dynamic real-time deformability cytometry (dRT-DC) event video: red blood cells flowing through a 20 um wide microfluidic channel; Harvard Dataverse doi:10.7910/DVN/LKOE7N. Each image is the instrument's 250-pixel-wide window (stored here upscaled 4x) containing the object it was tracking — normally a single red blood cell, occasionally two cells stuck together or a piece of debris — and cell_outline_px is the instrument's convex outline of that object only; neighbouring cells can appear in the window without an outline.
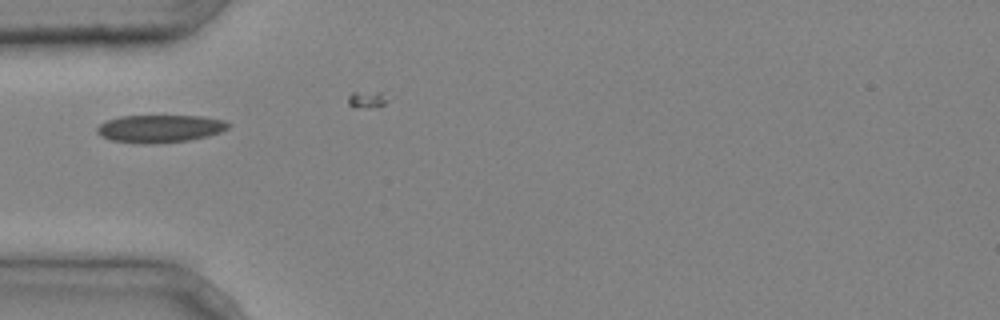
{"species": "common noctule bat (a hibernating species)", "species_latin": "Nyctalus noctula", "temperature_condition": "cold", "stored_images_in_passage": 1, "camera_frame_rate_fps": 3000, "um_per_image_px": 0.085, "animal": {"sex": "male", "body_mass_g": 20.4}, "frame": {"image": 1, "passage_image": 1, "time_ms": 0.0, "image_size_px": [1000, 320], "cell_outline_px": [[232, 124], [228, 128], [220, 132], [208, 136], [188, 140], [156, 144], [144, 144], [112, 140], [100, 136], [96, 132], [96, 128], [100, 124], [108, 120], [120, 116], [200, 116], [224, 120]], "centroid_in_image_um": [13.6, 10.94], "position_along_channel_um": 71.4, "area_um2": 21.21}}